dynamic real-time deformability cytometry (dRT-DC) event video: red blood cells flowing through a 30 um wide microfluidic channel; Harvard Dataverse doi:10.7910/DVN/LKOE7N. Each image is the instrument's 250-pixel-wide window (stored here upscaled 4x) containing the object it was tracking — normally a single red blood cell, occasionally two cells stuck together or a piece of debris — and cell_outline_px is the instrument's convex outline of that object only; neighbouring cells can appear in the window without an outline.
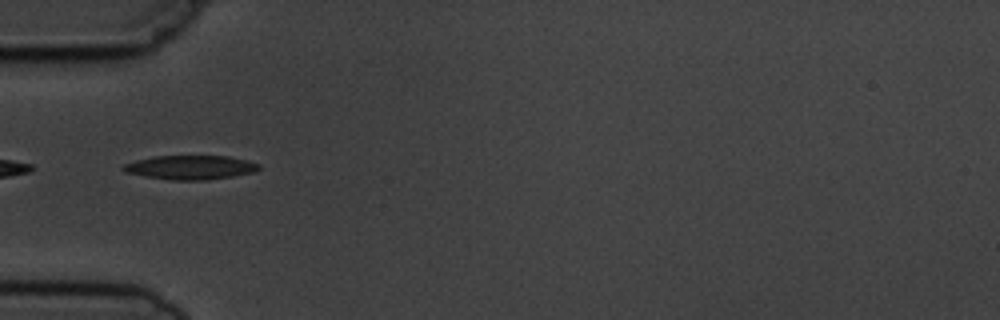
{"species": "common noctule bat (a hibernating species)", "species_latin": "Nyctalus noctula", "temperature_condition": "cold", "stored_images_in_passage": 3, "camera_frame_rate_fps": 3000, "um_per_image_px": 0.085, "animal": {"sex": "male", "body_mass_g": 19.5, "forearm_length_mm": 54.6}, "frame": {"image": 1, "passage_image": 1, "time_ms": 0.0, "image_size_px": [1000, 320], "cell_outline_px": [[260, 168], [252, 172], [232, 176], [208, 180], [172, 180], [144, 176], [124, 172], [120, 168], [124, 164], [136, 160], [156, 156], [228, 156], [248, 160], [260, 164]], "centroid_in_image_um": [16.17, 14.23], "position_along_channel_um": 68.8, "area_um2": 19.02}}
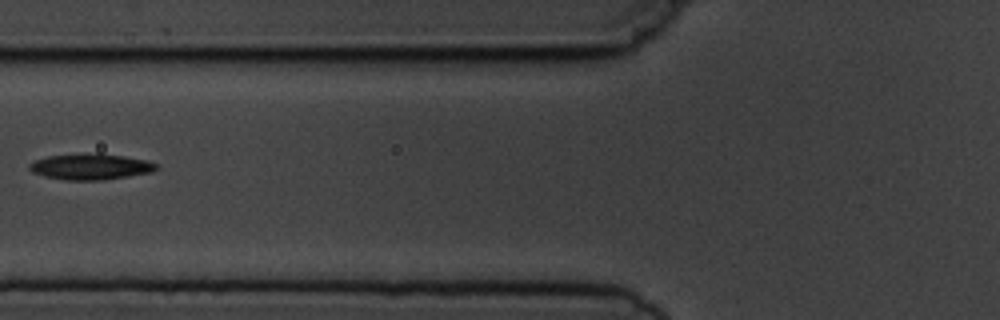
{"frame": {"image": 2, "passage_image": 2, "time_ms": 1.333, "image_size_px": [1000, 320], "cell_outline_px": [[160, 168], [152, 172], [104, 180], [64, 180], [44, 176], [32, 172], [28, 168], [28, 164], [36, 160], [48, 156], [96, 152], [100, 152], [148, 160], [160, 164]], "centroid_in_image_um": [7.75, 14.15], "position_along_channel_um": 118.0, "area_um2": 19.59}}
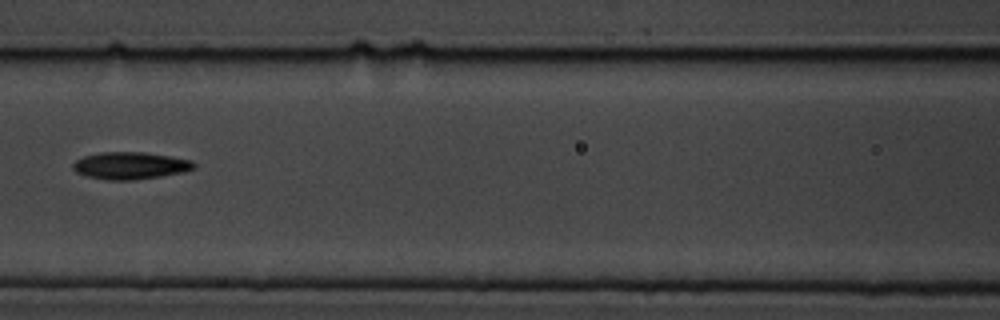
{"frame": {"image": 3, "passage_image": 3, "time_ms": 2.333, "image_size_px": [1000, 320], "cell_outline_px": [[196, 168], [184, 172], [160, 176], [132, 180], [108, 180], [88, 176], [76, 172], [72, 168], [72, 164], [76, 160], [84, 156], [100, 152], [144, 152], [172, 156], [192, 160], [196, 164]], "centroid_in_image_um": [11.1, 14.07], "position_along_channel_um": 155.5, "area_um2": 19.25}}